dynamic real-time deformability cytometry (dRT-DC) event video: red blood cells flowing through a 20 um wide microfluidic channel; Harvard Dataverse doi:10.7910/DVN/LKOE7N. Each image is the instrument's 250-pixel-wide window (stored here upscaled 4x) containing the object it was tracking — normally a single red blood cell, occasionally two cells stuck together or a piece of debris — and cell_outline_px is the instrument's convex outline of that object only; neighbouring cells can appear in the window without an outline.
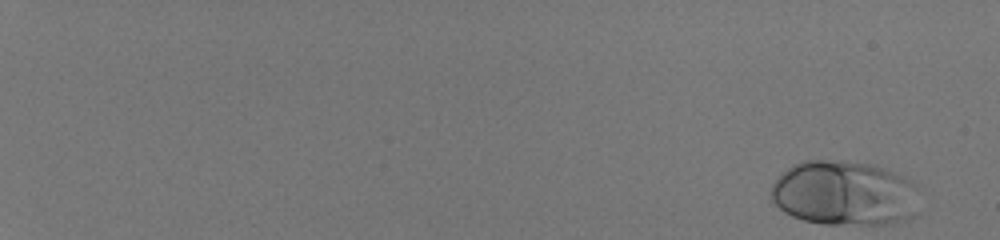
{"species": "human", "species_latin": "Homo sapiens", "temperature_condition": "room temperature", "stored_images_in_passage": 53, "camera_frame_rate_fps": 3000, "um_per_image_px": 0.085, "donor": {"sex": "male"}, "frame": {"image": 1, "passage_image": 1, "time_ms": 0.0, "image_size_px": [1000, 240], "cell_outline_px": [[916, 216], [892, 224], [824, 224], [804, 220], [792, 216], [784, 212], [768, 196], [772, 184], [792, 164], [804, 160], [840, 160], [876, 164], [916, 184]], "centroid_in_image_um": [71.75, 16.43], "position_along_channel_um": 13.2, "area_um2": 56.41}}
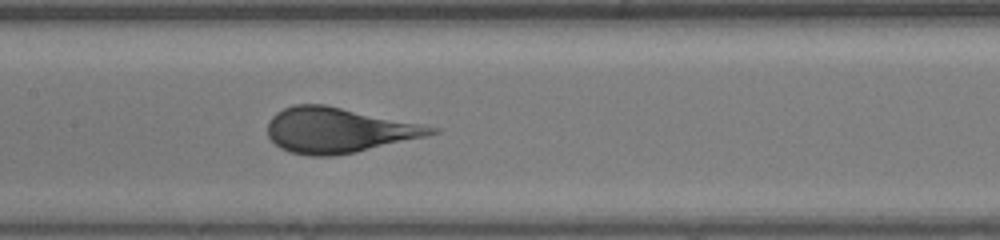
{"frame": {"image": 2, "passage_image": 31, "time_ms": 10.0, "image_size_px": [1000, 240], "cell_outline_px": [[440, 132], [428, 136], [356, 152], [332, 156], [312, 156], [292, 152], [280, 148], [268, 136], [268, 120], [276, 112], [284, 108], [296, 104], [324, 104], [424, 124], [440, 128]], "centroid_in_image_um": [28.79, 11.06], "position_along_channel_um": 178.6, "area_um2": 43.12}}
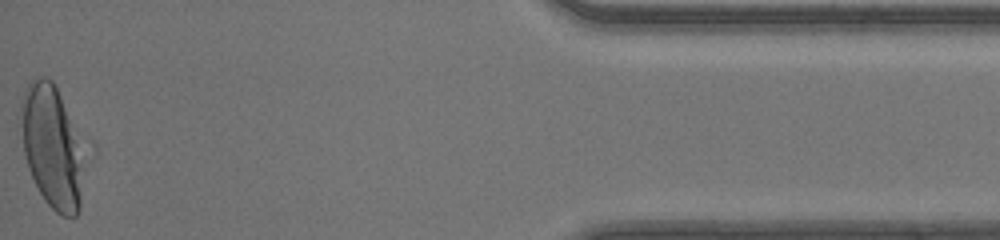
{"frame": {"image": 3, "passage_image": 53, "time_ms": 17.333, "image_size_px": [1000, 240], "cell_outline_px": [[80, 208], [76, 216], [64, 216], [56, 212], [44, 200], [28, 168], [24, 152], [20, 108], [24, 92], [28, 84], [36, 76], [44, 76], [52, 80], [60, 96], [80, 144]], "centroid_in_image_um": [4.35, 12.45], "position_along_channel_um": 430.8, "area_um2": 43.35}}